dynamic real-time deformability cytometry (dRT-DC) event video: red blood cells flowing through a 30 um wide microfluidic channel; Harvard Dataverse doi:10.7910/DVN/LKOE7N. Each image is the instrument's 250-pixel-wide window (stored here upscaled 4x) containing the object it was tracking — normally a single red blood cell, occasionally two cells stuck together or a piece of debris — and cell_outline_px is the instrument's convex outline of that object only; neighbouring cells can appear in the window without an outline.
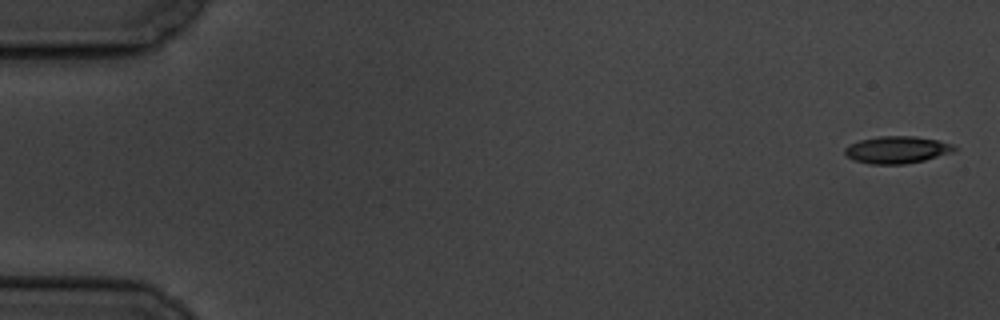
{"species": "common noctule bat (a hibernating species)", "species_latin": "Nyctalus noctula", "temperature_condition": "cold", "stored_images_in_passage": 7, "camera_frame_rate_fps": 3000, "um_per_image_px": 0.085, "animal": {"sex": "male", "body_mass_g": 19.5, "forearm_length_mm": 54.6}, "frame": {"image": 1, "passage_image": 1, "time_ms": 0.0, "image_size_px": [1000, 320], "cell_outline_px": [[956, 148], [952, 152], [924, 160], [904, 164], [868, 164], [852, 160], [844, 152], [844, 148], [848, 144], [860, 140], [880, 136], [916, 136], [936, 140], [952, 144]], "centroid_in_image_um": [76.19, 12.73], "position_along_channel_um": 8.8, "area_um2": 17.28}}
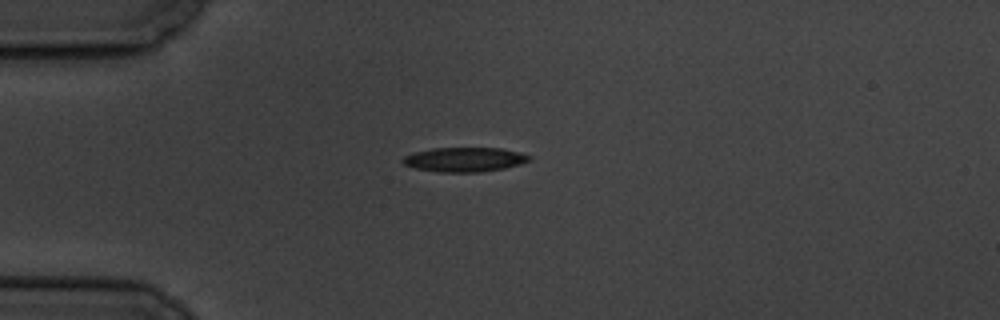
{"frame": {"image": 2, "passage_image": 5, "time_ms": 4.667, "image_size_px": [1000, 320], "cell_outline_px": [[532, 160], [520, 164], [504, 168], [480, 172], [440, 172], [416, 168], [404, 164], [400, 160], [404, 156], [416, 152], [432, 148], [500, 148], [520, 152], [532, 156]], "centroid_in_image_um": [39.52, 13.56], "position_along_channel_um": 45.5, "area_um2": 17.98}}
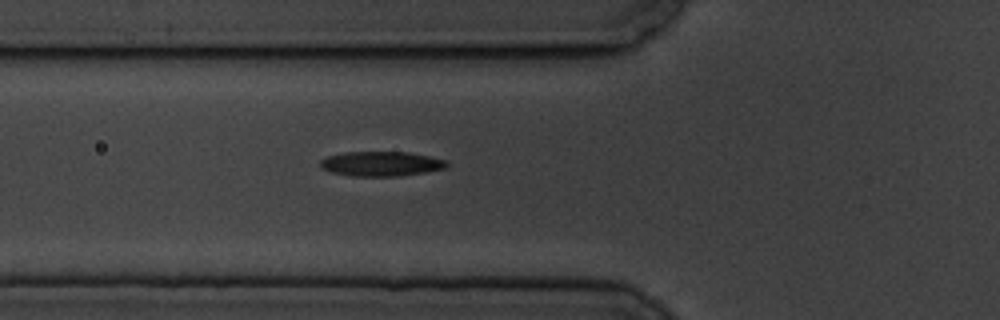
{"frame": {"image": 3, "passage_image": 7, "time_ms": 6.667, "image_size_px": [1000, 320], "cell_outline_px": [[448, 168], [400, 176], [352, 176], [328, 172], [320, 168], [320, 160], [328, 156], [344, 152], [408, 152], [448, 160]], "centroid_in_image_um": [32.39, 13.92], "position_along_channel_um": 93.4, "area_um2": 18.38}}